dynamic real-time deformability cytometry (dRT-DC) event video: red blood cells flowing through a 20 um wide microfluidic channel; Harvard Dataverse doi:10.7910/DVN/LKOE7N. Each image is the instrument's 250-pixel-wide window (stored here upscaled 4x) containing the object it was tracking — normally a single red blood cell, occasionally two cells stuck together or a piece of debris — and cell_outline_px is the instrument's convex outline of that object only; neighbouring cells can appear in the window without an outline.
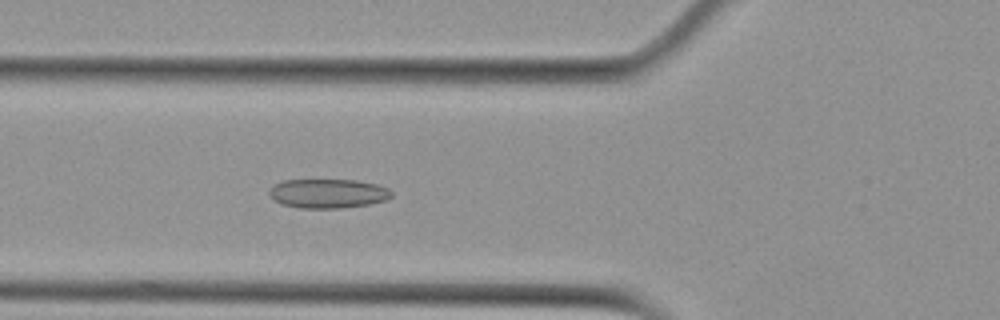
{"species": "Egyptian fruit bat (a non-hibernating species)", "species_latin": "Rousettus aegyptiacus", "temperature_condition": "cold", "stored_images_in_passage": 43, "camera_frame_rate_fps": 3000, "um_per_image_px": 0.085, "animal": {"sex": "female"}, "frame": {"image": 1, "passage_image": 9, "time_ms": 2.667, "image_size_px": [1000, 320], "cell_outline_px": [[392, 196], [388, 200], [368, 204], [340, 208], [300, 208], [280, 204], [272, 200], [268, 192], [276, 184], [284, 180], [356, 180], [376, 184], [388, 188], [392, 192]], "centroid_in_image_um": [27.88, 16.45], "position_along_channel_um": 97.9, "area_um2": 20.87}}
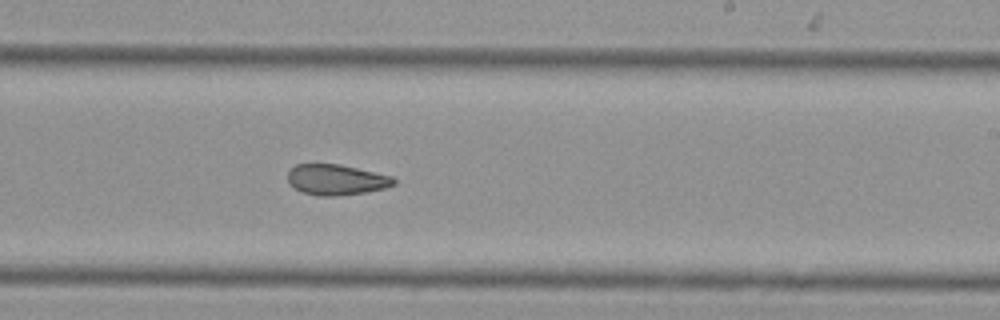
{"frame": {"image": 2, "passage_image": 22, "time_ms": 7.0, "image_size_px": [1000, 320], "cell_outline_px": [[396, 184], [384, 188], [364, 192], [336, 196], [316, 196], [304, 192], [296, 188], [288, 180], [288, 172], [296, 164], [340, 164], [392, 176], [396, 180]], "centroid_in_image_um": [28.6, 15.27], "position_along_channel_um": 260.4, "area_um2": 18.73}}
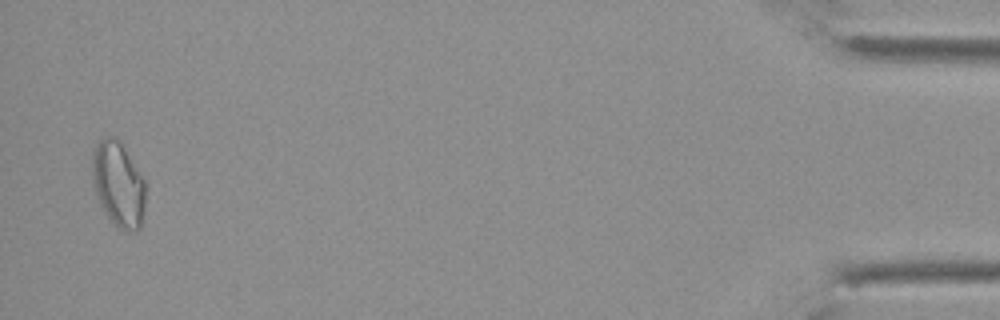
{"frame": {"image": 3, "passage_image": 42, "time_ms": 13.667, "image_size_px": [1000, 320], "cell_outline_px": [[144, 208], [140, 228], [136, 232], [124, 232], [108, 216], [100, 204], [92, 180], [92, 148], [104, 136], [116, 136], [120, 140], [144, 180]], "centroid_in_image_um": [10.04, 15.63], "position_along_channel_um": 425.2, "area_um2": 26.36}, "authors_computed_cell_mechanics": {"area_um2": 20.4612, "velocity_mm_per_s": 3.7618, "shape_relaxation_time_tau1_ms": null, "shape_relaxation_time_tau2_ms": 4.0358, "deformation_change_tau1": null, "deformation_change_tau2": 0.1017}}